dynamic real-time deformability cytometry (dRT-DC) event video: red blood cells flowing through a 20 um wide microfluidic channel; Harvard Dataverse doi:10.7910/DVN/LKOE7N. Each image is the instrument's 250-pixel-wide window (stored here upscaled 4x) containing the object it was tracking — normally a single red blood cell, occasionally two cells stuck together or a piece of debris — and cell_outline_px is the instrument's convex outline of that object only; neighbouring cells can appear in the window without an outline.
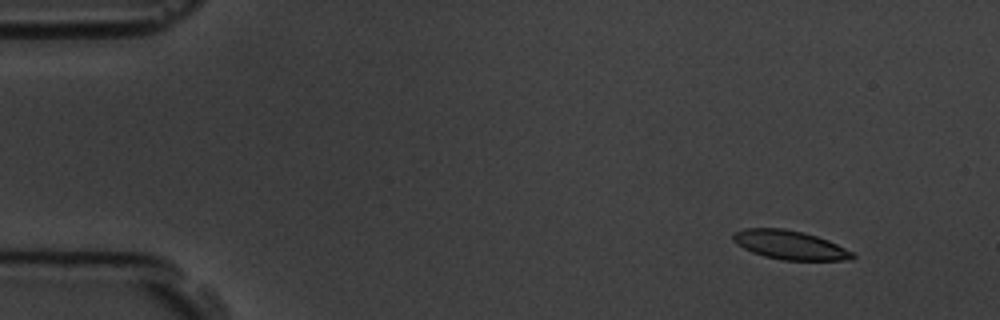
{"species": "common noctule bat (a hibernating species)", "species_latin": "Nyctalus noctula", "temperature_condition": "room temperature", "stored_images_in_passage": 5, "camera_frame_rate_fps": 3000, "um_per_image_px": 0.085, "animal": {"sex": "male", "body_mass_g": 19.5, "forearm_length_mm": 54.6}, "frame": {"image": 1, "passage_image": 1, "time_ms": 0.0, "image_size_px": [1000, 320], "cell_outline_px": [[856, 256], [852, 260], [784, 260], [764, 256], [752, 252], [744, 248], [732, 240], [732, 232], [744, 228], [784, 228], [804, 232], [828, 240], [852, 252]], "centroid_in_image_um": [67.11, 20.81], "position_along_channel_um": 17.9, "area_um2": 20.11}}
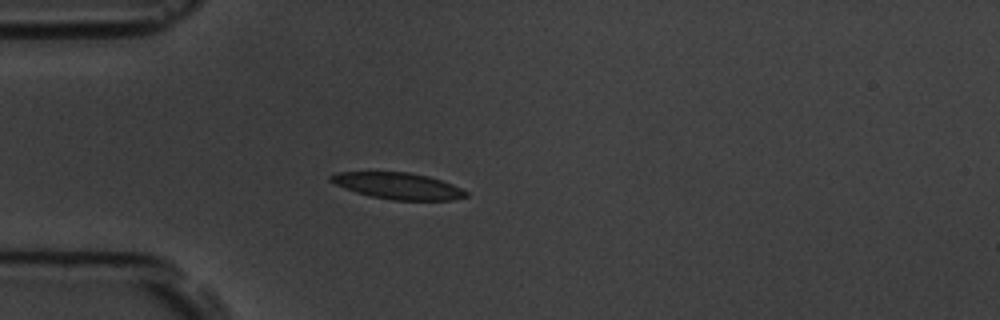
{"frame": {"image": 2, "passage_image": 4, "time_ms": 3.333, "image_size_px": [1000, 320], "cell_outline_px": [[468, 196], [452, 200], [392, 200], [368, 196], [356, 192], [336, 184], [328, 180], [328, 176], [336, 172], [408, 172], [428, 176], [452, 184], [468, 192]], "centroid_in_image_um": [33.82, 15.8], "position_along_channel_um": 51.2, "area_um2": 20.81}}